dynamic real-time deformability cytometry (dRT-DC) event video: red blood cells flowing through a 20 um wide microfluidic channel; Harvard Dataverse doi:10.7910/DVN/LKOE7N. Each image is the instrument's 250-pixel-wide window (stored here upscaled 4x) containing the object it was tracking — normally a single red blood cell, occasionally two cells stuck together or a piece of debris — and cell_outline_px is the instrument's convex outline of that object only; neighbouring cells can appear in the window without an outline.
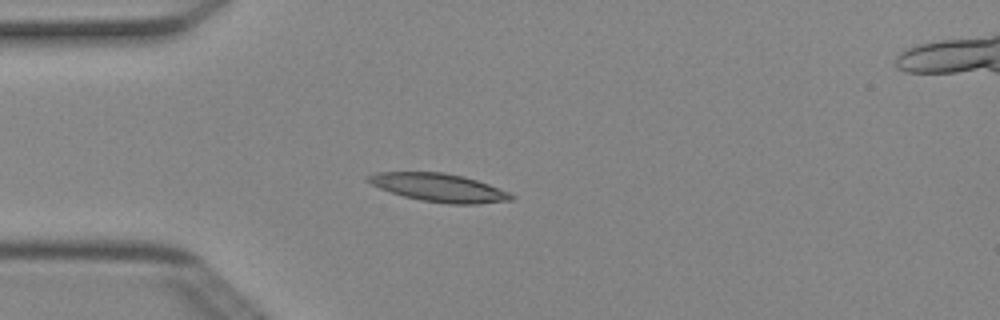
{"species": "Egyptian fruit bat (a non-hibernating species)", "species_latin": "Rousettus aegyptiacus", "temperature_condition": "cold", "stored_images_in_passage": 4, "camera_frame_rate_fps": 3000, "um_per_image_px": 0.085, "animal": {"sex": "female"}, "frame": {"image": 1, "passage_image": 4, "time_ms": 1.0, "image_size_px": [1000, 320], "cell_outline_px": [[516, 196], [512, 200], [476, 204], [448, 204], [420, 200], [404, 196], [380, 188], [364, 180], [364, 176], [376, 172], [444, 172], [464, 176], [488, 184], [508, 192]], "centroid_in_image_um": [37.29, 15.94], "position_along_channel_um": 47.7, "area_um2": 23.52}}